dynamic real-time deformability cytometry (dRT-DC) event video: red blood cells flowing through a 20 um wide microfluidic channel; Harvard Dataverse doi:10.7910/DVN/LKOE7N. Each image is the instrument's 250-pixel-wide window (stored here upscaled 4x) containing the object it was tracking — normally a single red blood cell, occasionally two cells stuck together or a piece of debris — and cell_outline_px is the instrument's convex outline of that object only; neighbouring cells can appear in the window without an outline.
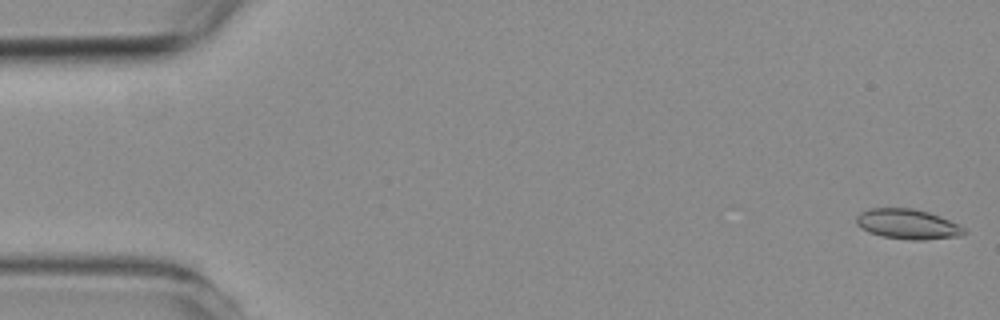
{"species": "common noctule bat (a hibernating species)", "species_latin": "Nyctalus noctula", "temperature_condition": "room temperature", "stored_images_in_passage": 5, "camera_frame_rate_fps": 3000, "um_per_image_px": 0.085, "animal": {"sex": "female", "body_mass_g": 19.3, "forearm_length_mm": 54.1}, "frame": {"image": 1, "passage_image": 1, "time_ms": 0.0, "image_size_px": [1000, 320], "cell_outline_px": [[968, 232], [960, 236], [924, 240], [908, 240], [880, 236], [868, 232], [856, 224], [856, 216], [860, 212], [868, 208], [912, 208], [928, 212], [940, 216], [964, 228]], "centroid_in_image_um": [77.12, 19.05], "position_along_channel_um": 7.9, "area_um2": 18.96}}